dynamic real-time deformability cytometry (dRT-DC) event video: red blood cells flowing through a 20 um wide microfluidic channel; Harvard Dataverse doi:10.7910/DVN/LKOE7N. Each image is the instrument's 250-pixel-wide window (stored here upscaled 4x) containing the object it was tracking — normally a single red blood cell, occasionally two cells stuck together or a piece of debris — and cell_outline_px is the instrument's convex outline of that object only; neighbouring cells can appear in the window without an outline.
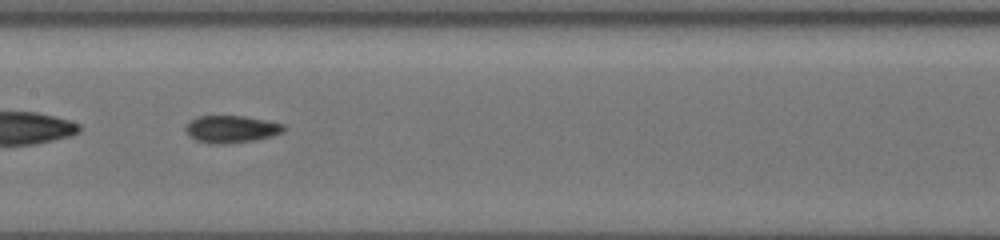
{"species": "common noctule bat (a hibernating species)", "species_latin": "Nyctalus noctula", "temperature_condition": "cold", "stored_images_in_passage": 57, "segment_of_instrument_passage": [2, 2], "camera_frame_rate_fps": 3000, "um_per_image_px": 0.085, "animal": {"sex": "female", "body_mass_g": 19.5, "forearm_length_mm": 54.1}, "frame": {"image": 1, "passage_image": 32, "time_ms": 10.333, "image_size_px": [1000, 240], "cell_outline_px": [[284, 128], [280, 132], [272, 136], [256, 140], [224, 144], [212, 144], [196, 140], [188, 136], [184, 128], [188, 120], [196, 116], [244, 116], [284, 124]], "centroid_in_image_um": [19.58, 10.97], "position_along_channel_um": 187.8, "area_um2": 15.66}}
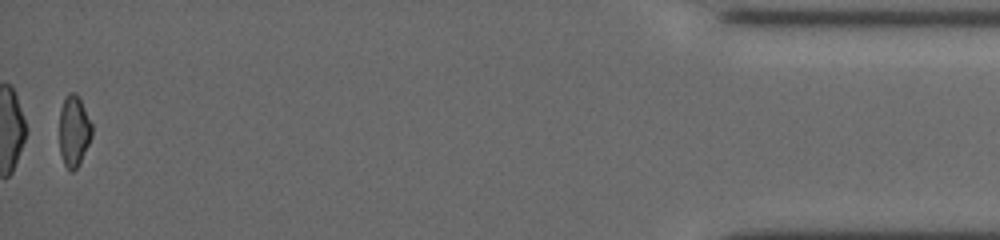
{"frame": {"image": 2, "passage_image": 57, "time_ms": 18.667, "image_size_px": [1000, 240], "cell_outline_px": [[92, 136], [80, 164], [72, 172], [64, 164], [60, 152], [60, 108], [64, 96], [68, 92], [76, 92], [80, 96], [92, 124]], "centroid_in_image_um": [6.29, 11.08], "position_along_channel_um": 428.9, "area_um2": 13.76}}